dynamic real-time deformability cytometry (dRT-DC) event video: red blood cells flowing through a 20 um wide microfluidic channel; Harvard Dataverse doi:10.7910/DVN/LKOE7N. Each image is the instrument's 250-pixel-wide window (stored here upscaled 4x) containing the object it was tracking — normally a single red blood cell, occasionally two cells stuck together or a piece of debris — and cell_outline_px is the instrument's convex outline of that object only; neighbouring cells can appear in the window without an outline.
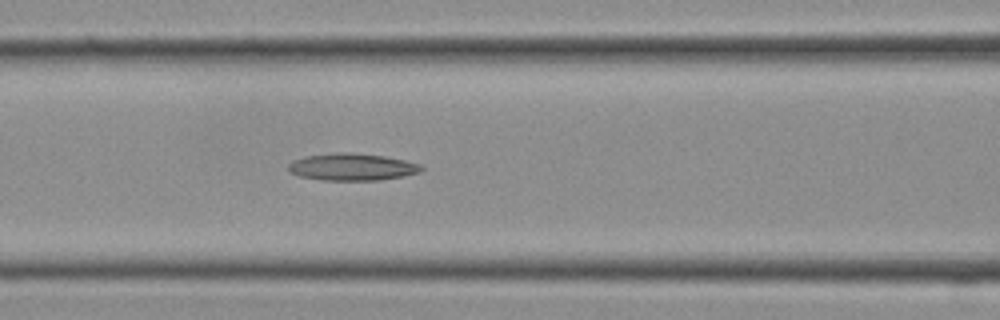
{"species": "Egyptian fruit bat (a non-hibernating species)", "species_latin": "Rousettus aegyptiacus", "temperature_condition": "cold", "stored_images_in_passage": 12, "camera_frame_rate_fps": 3000, "um_per_image_px": 0.085, "frame": {"image": 1, "passage_image": 12, "time_ms": 3.667, "image_size_px": [1000, 320], "cell_outline_px": [[424, 168], [420, 172], [404, 176], [380, 180], [320, 180], [300, 176], [288, 172], [288, 164], [292, 160], [304, 156], [336, 152], [352, 152], [384, 156], [404, 160], [420, 164]], "centroid_in_image_um": [29.9, 14.18], "position_along_channel_um": 136.7, "area_um2": 21.21}}